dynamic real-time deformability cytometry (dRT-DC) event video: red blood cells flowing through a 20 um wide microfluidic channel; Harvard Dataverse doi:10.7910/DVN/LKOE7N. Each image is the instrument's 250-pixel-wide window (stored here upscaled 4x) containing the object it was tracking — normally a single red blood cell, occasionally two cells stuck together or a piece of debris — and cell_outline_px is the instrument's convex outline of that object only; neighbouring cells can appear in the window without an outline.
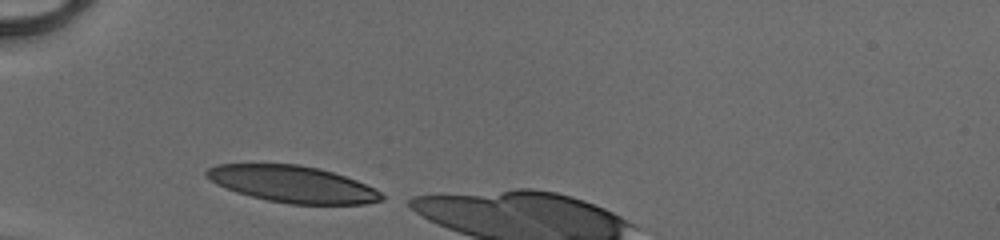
{"species": "human", "species_latin": "Homo sapiens", "temperature_condition": "cold", "stored_images_in_passage": 5, "camera_frame_rate_fps": 3000, "um_per_image_px": 0.085, "donor": {"sex": "male"}, "frame": {"image": 1, "passage_image": 1, "time_ms": 0.0, "image_size_px": [1000, 240], "cell_outline_px": [[384, 200], [364, 204], [288, 204], [268, 200], [236, 192], [216, 184], [204, 176], [204, 172], [208, 168], [216, 164], [300, 164], [332, 172], [356, 180], [380, 192], [384, 196]], "centroid_in_image_um": [24.83, 15.65], "position_along_channel_um": 60.2, "area_um2": 37.22}}